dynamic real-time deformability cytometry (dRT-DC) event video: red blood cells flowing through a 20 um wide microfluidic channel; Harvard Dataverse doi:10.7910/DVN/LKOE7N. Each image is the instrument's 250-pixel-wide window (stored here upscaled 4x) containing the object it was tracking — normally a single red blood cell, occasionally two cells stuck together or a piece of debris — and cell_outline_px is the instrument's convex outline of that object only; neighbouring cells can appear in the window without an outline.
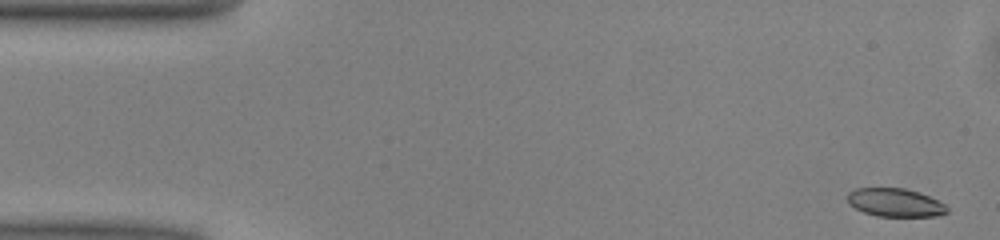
{"species": "common noctule bat (a hibernating species)", "species_latin": "Nyctalus noctula", "temperature_condition": "warm", "stored_images_in_passage": 50, "segment_of_instrument_passage": [1, 2], "camera_frame_rate_fps": 3000, "um_per_image_px": 0.085, "animal": {"sex": "male", "body_mass_g": 13.0, "forearm_length_mm": 53.1}, "frame": {"image": 1, "passage_image": 1, "time_ms": 0.0, "image_size_px": [1000, 240], "cell_outline_px": [[948, 212], [936, 216], [876, 216], [864, 212], [848, 204], [848, 192], [856, 188], [904, 188], [920, 192], [944, 204], [948, 208]], "centroid_in_image_um": [76.07, 17.21], "position_along_channel_um": 8.9, "area_um2": 16.36}}
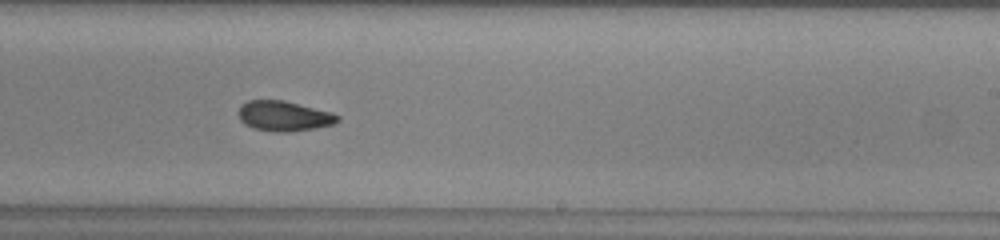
{"frame": {"image": 2, "passage_image": 29, "time_ms": 9.333, "image_size_px": [1000, 240], "cell_outline_px": [[340, 120], [332, 124], [316, 128], [288, 132], [276, 132], [256, 128], [244, 124], [240, 120], [240, 104], [248, 100], [284, 100], [332, 112], [340, 116]], "centroid_in_image_um": [24.16, 9.85], "position_along_channel_um": 264.8, "area_um2": 17.34}}
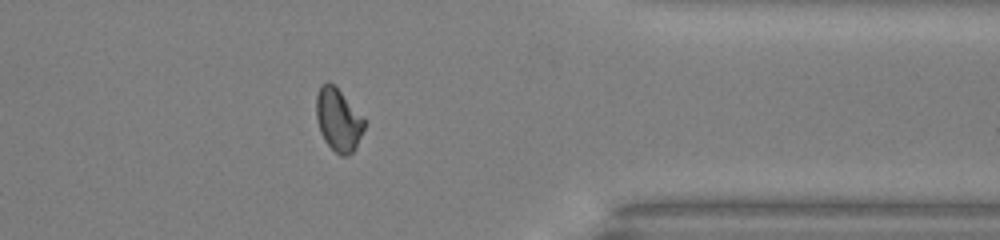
{"frame": {"image": 3, "passage_image": 39, "time_ms": 12.667, "image_size_px": [1000, 240], "cell_outline_px": [[364, 128], [356, 148], [348, 156], [340, 156], [324, 140], [320, 132], [316, 116], [316, 96], [320, 84], [328, 80], [364, 116]], "centroid_in_image_um": [28.75, 10.18], "position_along_channel_um": 382.7, "area_um2": 17.57}}